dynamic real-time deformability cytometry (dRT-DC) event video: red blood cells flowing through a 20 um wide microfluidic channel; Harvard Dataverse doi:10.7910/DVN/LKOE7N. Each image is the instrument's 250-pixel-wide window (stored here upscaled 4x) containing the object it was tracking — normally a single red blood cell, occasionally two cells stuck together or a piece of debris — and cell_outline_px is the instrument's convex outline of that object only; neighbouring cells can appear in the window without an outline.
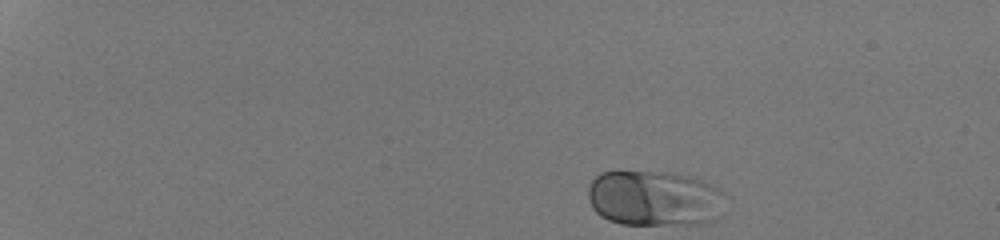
{"species": "human", "species_latin": "Homo sapiens", "temperature_condition": "room temperature", "stored_images_in_passage": 39, "camera_frame_rate_fps": 3000, "um_per_image_px": 0.085, "donor": {"sex": "male"}, "frame": {"image": 1, "passage_image": 1, "time_ms": 0.0, "image_size_px": [1000, 240], "cell_outline_px": [[732, 196], [720, 216], [716, 220], [704, 224], [620, 224], [608, 220], [600, 216], [592, 208], [588, 196], [588, 188], [592, 180], [600, 172], [672, 172], [688, 176], [700, 180], [720, 188]], "centroid_in_image_um": [55.74, 16.87], "position_along_channel_um": 29.3, "area_um2": 45.55}}
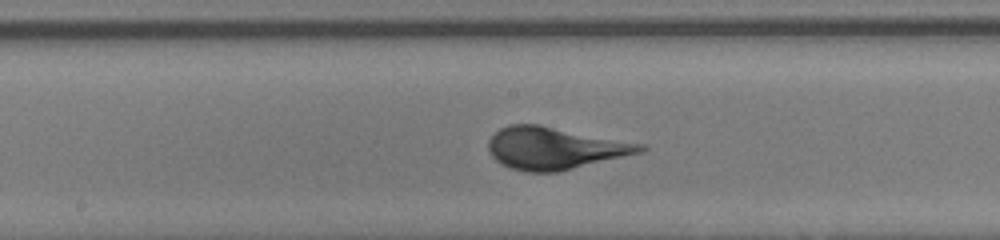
{"frame": {"image": 2, "passage_image": 23, "time_ms": 7.333, "image_size_px": [1000, 240], "cell_outline_px": [[648, 148], [644, 152], [560, 172], [524, 172], [508, 168], [496, 160], [488, 152], [488, 140], [500, 128], [508, 124], [540, 124], [648, 144]], "centroid_in_image_um": [47.21, 12.6], "position_along_channel_um": 201.0, "area_um2": 38.15}}
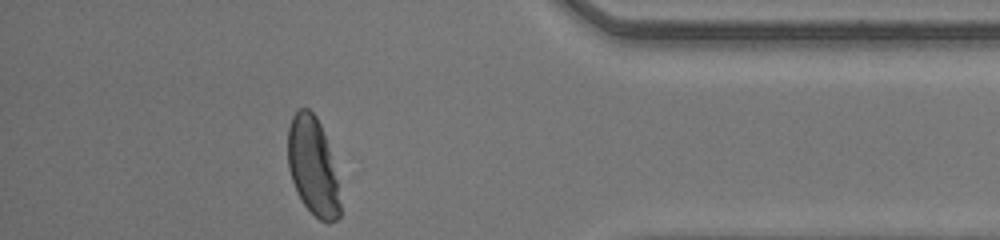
{"frame": {"image": 3, "passage_image": 39, "time_ms": 12.667, "image_size_px": [1000, 240], "cell_outline_px": [[340, 216], [336, 220], [328, 224], [320, 220], [304, 204], [292, 180], [288, 168], [288, 128], [292, 116], [300, 108], [308, 108], [316, 116], [320, 124], [324, 136], [336, 180], [340, 204]], "centroid_in_image_um": [26.56, 14.15], "position_along_channel_um": 408.6, "area_um2": 28.96}}